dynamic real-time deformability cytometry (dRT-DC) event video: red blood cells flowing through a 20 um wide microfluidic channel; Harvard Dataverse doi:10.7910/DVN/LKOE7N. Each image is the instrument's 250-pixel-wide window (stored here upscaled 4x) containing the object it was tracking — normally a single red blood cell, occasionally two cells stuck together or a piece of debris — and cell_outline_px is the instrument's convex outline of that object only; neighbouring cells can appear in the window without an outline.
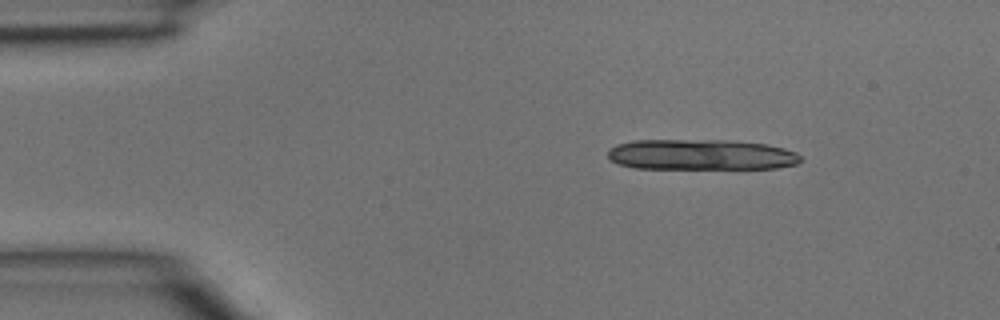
{"species": "common noctule bat (a hibernating species)", "species_latin": "Nyctalus noctula", "temperature_condition": "room temperature", "stored_images_in_passage": 4, "camera_frame_rate_fps": 3000, "um_per_image_px": 0.085, "animal": {"sex": "male", "body_mass_g": 15.6}, "frame": {"image": 1, "passage_image": 1, "time_ms": 0.0, "image_size_px": [1000, 320], "cell_outline_px": [[800, 160], [796, 164], [776, 168], [636, 168], [620, 164], [612, 160], [608, 156], [608, 148], [616, 144], [632, 140], [732, 140], [768, 144], [784, 148], [796, 152], [800, 156]], "centroid_in_image_um": [59.58, 13.13], "position_along_channel_um": 25.4, "area_um2": 34.45}}
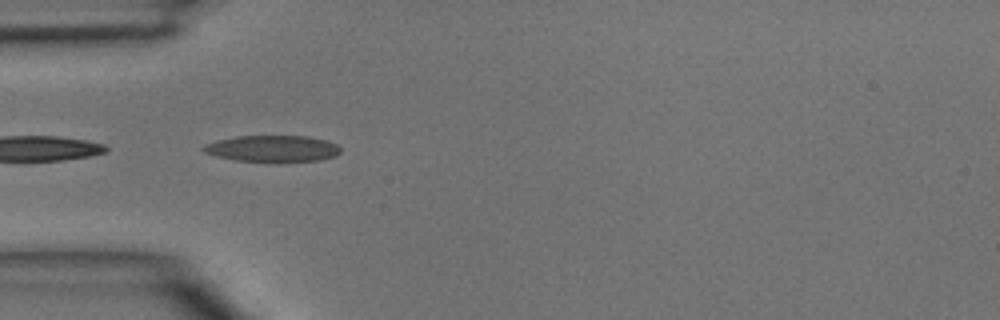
{"frame": {"image": 2, "passage_image": 3, "time_ms": 0.667, "image_size_px": [1000, 320], "cell_outline_px": [[340, 152], [336, 156], [320, 160], [284, 164], [236, 160], [204, 152], [200, 148], [204, 144], [216, 140], [236, 136], [304, 136], [324, 140], [336, 144], [340, 148]], "centroid_in_image_um": [23.17, 12.66], "position_along_channel_um": 61.8, "area_um2": 21.68}}
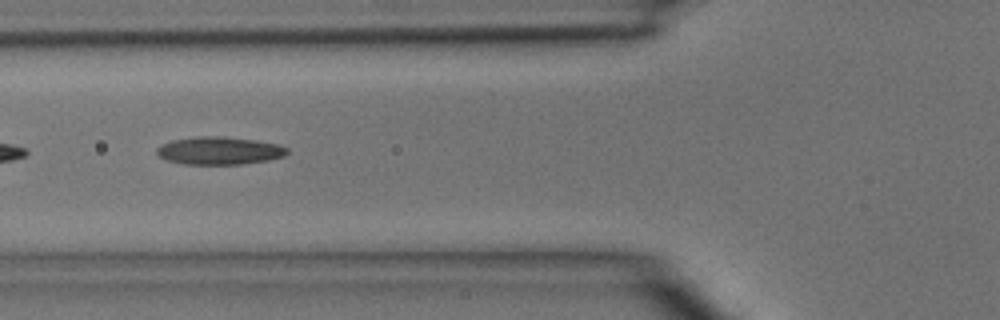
{"frame": {"image": 3, "passage_image": 4, "time_ms": 1.0, "image_size_px": [1000, 320], "cell_outline_px": [[288, 152], [284, 156], [268, 160], [240, 164], [184, 164], [168, 160], [160, 156], [156, 152], [156, 148], [160, 144], [172, 140], [200, 136], [224, 136], [256, 140], [276, 144], [288, 148]], "centroid_in_image_um": [18.63, 12.8], "position_along_channel_um": 107.2, "area_um2": 21.04}}